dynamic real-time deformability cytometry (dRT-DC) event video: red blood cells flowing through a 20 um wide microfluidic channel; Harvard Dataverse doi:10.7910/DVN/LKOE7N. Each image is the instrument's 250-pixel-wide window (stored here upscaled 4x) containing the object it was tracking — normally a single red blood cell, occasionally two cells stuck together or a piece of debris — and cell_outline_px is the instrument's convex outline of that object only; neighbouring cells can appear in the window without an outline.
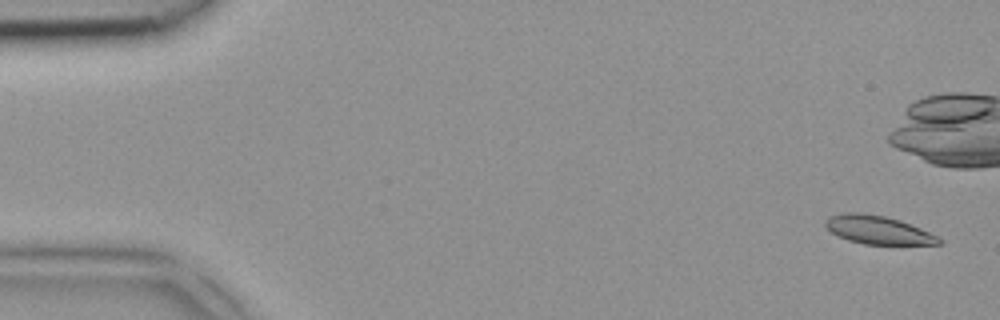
{"species": "common noctule bat (a hibernating species)", "species_latin": "Nyctalus noctula", "temperature_condition": "room temperature", "stored_images_in_passage": 3, "camera_frame_rate_fps": 3000, "um_per_image_px": 0.085, "animal": {"sex": "female", "body_mass_g": 18.4}, "frame": {"image": 1, "passage_image": 1, "time_ms": 0.0, "image_size_px": [1000, 320], "cell_outline_px": [[944, 244], [864, 244], [848, 240], [836, 236], [824, 224], [828, 216], [844, 212], [860, 212], [884, 216], [900, 220], [920, 228], [944, 240]], "centroid_in_image_um": [74.61, 19.54], "position_along_channel_um": 10.4, "area_um2": 18.73}}